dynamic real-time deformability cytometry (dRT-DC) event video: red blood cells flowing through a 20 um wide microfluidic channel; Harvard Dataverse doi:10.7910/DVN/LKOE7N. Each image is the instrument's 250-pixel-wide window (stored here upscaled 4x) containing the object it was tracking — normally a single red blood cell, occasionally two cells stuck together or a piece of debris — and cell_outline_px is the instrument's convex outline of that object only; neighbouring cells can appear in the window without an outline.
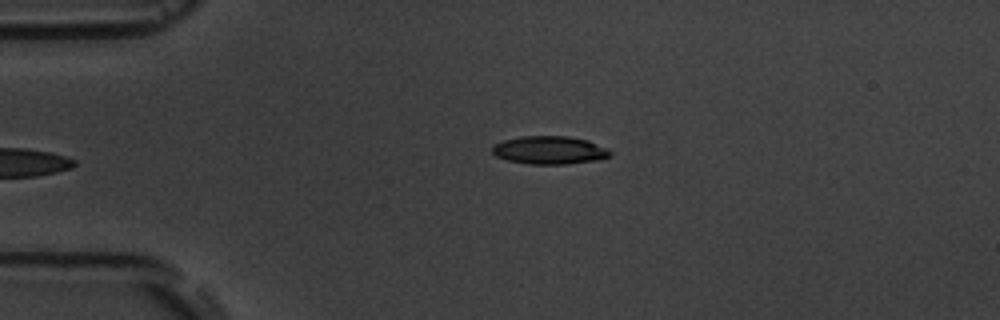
{"species": "common noctule bat (a hibernating species)", "species_latin": "Nyctalus noctula", "temperature_condition": "room temperature", "stored_images_in_passage": 4, "camera_frame_rate_fps": 3000, "um_per_image_px": 0.085, "animal": {"sex": "male", "body_mass_g": 19.5, "forearm_length_mm": 54.6}, "frame": {"image": 1, "passage_image": 4, "time_ms": 4.333, "image_size_px": [1000, 320], "cell_outline_px": [[612, 156], [596, 160], [564, 164], [528, 164], [508, 160], [496, 156], [492, 152], [492, 148], [496, 144], [504, 140], [520, 136], [568, 136], [588, 140], [608, 148], [612, 152]], "centroid_in_image_um": [46.74, 12.76], "position_along_channel_um": 38.3, "area_um2": 19.31}}